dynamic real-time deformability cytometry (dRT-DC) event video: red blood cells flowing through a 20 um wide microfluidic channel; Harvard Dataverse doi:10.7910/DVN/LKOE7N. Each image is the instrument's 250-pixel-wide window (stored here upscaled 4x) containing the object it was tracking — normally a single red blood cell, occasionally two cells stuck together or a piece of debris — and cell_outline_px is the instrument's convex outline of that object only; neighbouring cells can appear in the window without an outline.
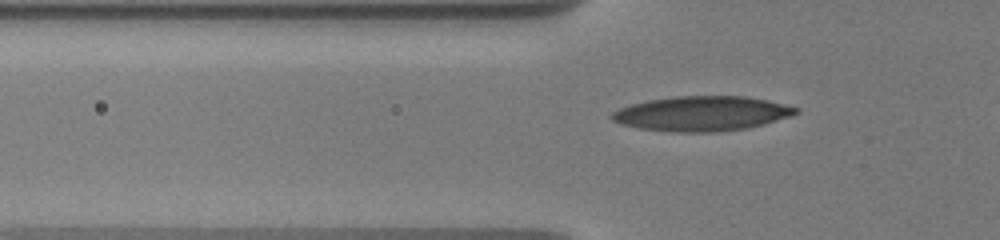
{"species": "human", "species_latin": "Homo sapiens", "temperature_condition": "warm", "stored_images_in_passage": 13, "camera_frame_rate_fps": 3000, "um_per_image_px": 0.085, "donor": {"sex": "male"}, "frame": {"image": 1, "passage_image": 4, "time_ms": 1.0, "image_size_px": [1000, 240], "cell_outline_px": [[800, 112], [792, 116], [764, 124], [748, 128], [716, 132], [676, 132], [640, 128], [620, 124], [612, 120], [612, 112], [620, 108], [632, 104], [648, 100], [672, 96], [748, 96], [768, 100], [800, 108]], "centroid_in_image_um": [59.71, 9.65], "position_along_channel_um": 66.1, "area_um2": 37.45}}
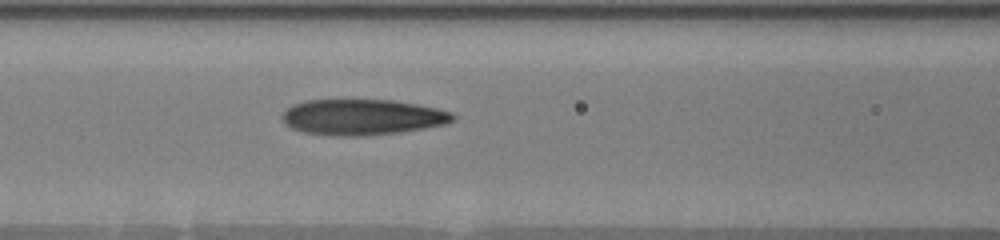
{"frame": {"image": 2, "passage_image": 10, "time_ms": 3.0, "image_size_px": [1000, 240], "cell_outline_px": [[456, 116], [448, 124], [400, 132], [364, 136], [332, 136], [304, 132], [292, 128], [280, 116], [292, 104], [304, 100], [392, 100], [416, 104], [436, 108], [452, 112]], "centroid_in_image_um": [30.8, 9.96], "position_along_channel_um": 135.8, "area_um2": 35.6}}
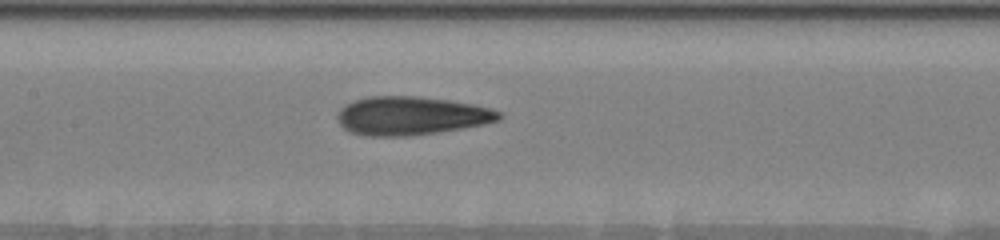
{"frame": {"image": 3, "passage_image": 13, "time_ms": 4.0, "image_size_px": [1000, 240], "cell_outline_px": [[504, 116], [500, 120], [484, 124], [464, 128], [440, 132], [408, 136], [364, 136], [348, 132], [336, 120], [336, 112], [344, 104], [368, 96], [416, 96], [448, 100], [472, 104], [492, 108], [504, 112]], "centroid_in_image_um": [34.94, 9.85], "position_along_channel_um": 172.5, "area_um2": 36.82}}